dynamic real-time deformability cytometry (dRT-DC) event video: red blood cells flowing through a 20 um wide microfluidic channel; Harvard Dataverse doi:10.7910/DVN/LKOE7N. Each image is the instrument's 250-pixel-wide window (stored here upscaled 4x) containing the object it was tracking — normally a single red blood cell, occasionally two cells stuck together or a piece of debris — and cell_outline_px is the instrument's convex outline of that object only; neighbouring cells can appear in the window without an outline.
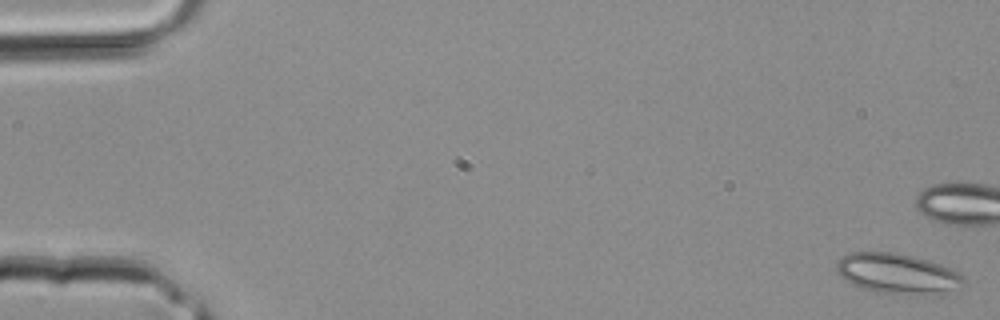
{"species": "common noctule bat (a hibernating species)", "species_latin": "Nyctalus noctula", "temperature_condition": "room temperature", "stored_images_in_passage": 13, "camera_frame_rate_fps": 3000, "um_per_image_px": 0.085, "animal": {"sex": "male", "body_mass_g": 20.4}, "frame": {"image": 1, "passage_image": 1, "time_ms": 0.0, "image_size_px": [1000, 320], "cell_outline_px": [[964, 280], [940, 296], [908, 296], [876, 292], [852, 284], [844, 280], [836, 272], [836, 260], [840, 256], [848, 252], [892, 252], [912, 256], [928, 260], [940, 264], [956, 272]], "centroid_in_image_um": [76.19, 23.28], "position_along_channel_um": 8.8, "area_um2": 30.11}}